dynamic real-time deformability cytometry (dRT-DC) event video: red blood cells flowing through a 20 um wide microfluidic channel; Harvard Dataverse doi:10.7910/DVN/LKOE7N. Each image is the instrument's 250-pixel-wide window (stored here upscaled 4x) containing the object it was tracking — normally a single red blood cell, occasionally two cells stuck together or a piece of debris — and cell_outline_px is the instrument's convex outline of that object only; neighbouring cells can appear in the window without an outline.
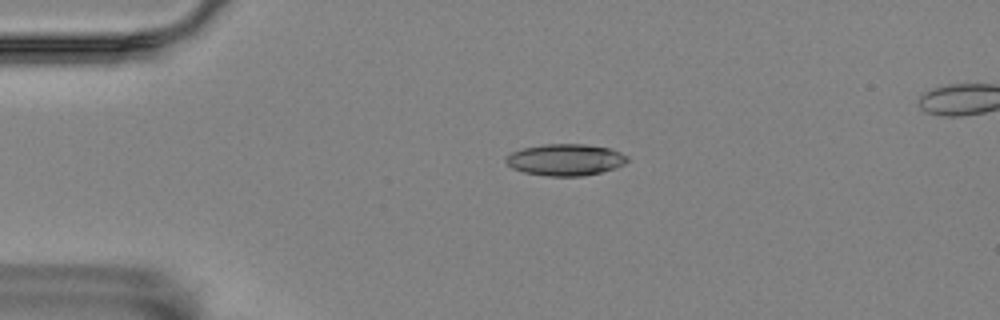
{"species": "Egyptian fruit bat (a non-hibernating species)", "species_latin": "Rousettus aegyptiacus", "temperature_condition": "room temperature", "stored_images_in_passage": 8, "camera_frame_rate_fps": 3000, "um_per_image_px": 0.085, "animal": {"sex": "female"}, "frame": {"image": 1, "passage_image": 3, "time_ms": 0.667, "image_size_px": [1000, 320], "cell_outline_px": [[628, 160], [624, 164], [616, 168], [584, 176], [548, 176], [524, 172], [512, 168], [504, 160], [512, 152], [524, 148], [544, 144], [584, 144], [608, 148], [620, 152], [628, 156]], "centroid_in_image_um": [48.08, 13.58], "position_along_channel_um": 36.9, "area_um2": 22.25}}